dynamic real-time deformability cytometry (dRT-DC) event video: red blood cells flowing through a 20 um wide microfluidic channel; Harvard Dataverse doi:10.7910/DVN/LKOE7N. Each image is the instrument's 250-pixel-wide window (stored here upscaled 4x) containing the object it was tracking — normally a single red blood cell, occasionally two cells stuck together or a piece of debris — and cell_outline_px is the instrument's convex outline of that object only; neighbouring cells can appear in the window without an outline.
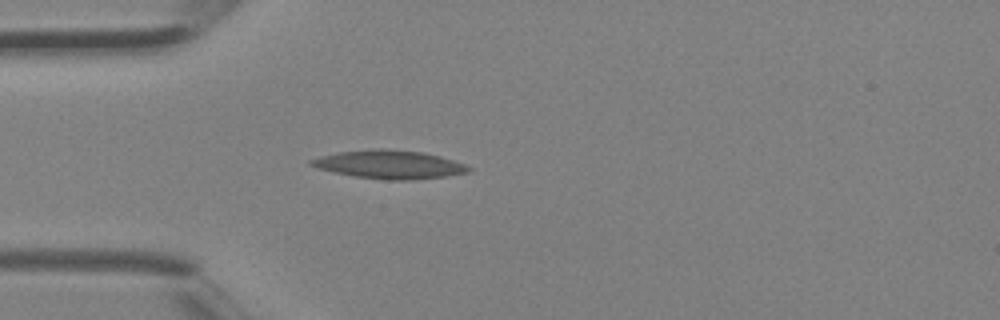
{"species": "Egyptian fruit bat (a non-hibernating species)", "species_latin": "Rousettus aegyptiacus", "temperature_condition": "room temperature", "stored_images_in_passage": 3, "camera_frame_rate_fps": 3000, "um_per_image_px": 0.085, "animal": {"sex": "female"}, "frame": {"image": 1, "passage_image": 3, "time_ms": 0.667, "image_size_px": [1000, 320], "cell_outline_px": [[472, 168], [468, 172], [444, 176], [412, 180], [388, 180], [356, 176], [336, 172], [320, 168], [308, 164], [308, 160], [320, 156], [340, 152], [372, 148], [388, 148], [424, 152], [440, 156], [464, 164]], "centroid_in_image_um": [33.1, 13.96], "position_along_channel_um": 51.9, "area_um2": 25.89}}